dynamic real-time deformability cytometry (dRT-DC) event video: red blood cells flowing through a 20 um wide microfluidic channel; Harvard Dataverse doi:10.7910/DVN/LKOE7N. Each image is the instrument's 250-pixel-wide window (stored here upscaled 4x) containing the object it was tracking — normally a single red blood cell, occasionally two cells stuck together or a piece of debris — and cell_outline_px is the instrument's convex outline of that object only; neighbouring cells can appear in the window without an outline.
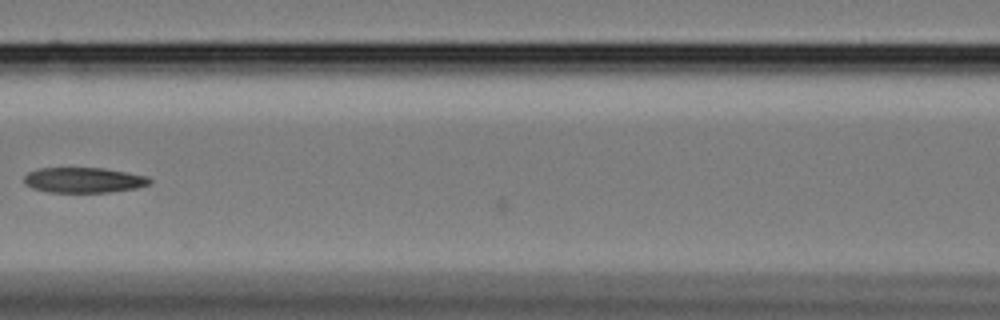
{"species": "Egyptian fruit bat (a non-hibernating species)", "species_latin": "Rousettus aegyptiacus", "temperature_condition": "cold", "stored_images_in_passage": 14, "camera_frame_rate_fps": 3000, "um_per_image_px": 0.085, "animal": {"sex": "female"}, "frame": {"image": 1, "passage_image": 13, "time_ms": 4.0, "image_size_px": [1000, 320], "cell_outline_px": [[152, 184], [136, 188], [108, 192], [48, 192], [32, 188], [24, 184], [24, 176], [28, 172], [36, 168], [104, 168], [128, 172], [148, 176], [152, 180]], "centroid_in_image_um": [7.12, 15.3], "position_along_channel_um": 159.5, "area_um2": 18.73}}